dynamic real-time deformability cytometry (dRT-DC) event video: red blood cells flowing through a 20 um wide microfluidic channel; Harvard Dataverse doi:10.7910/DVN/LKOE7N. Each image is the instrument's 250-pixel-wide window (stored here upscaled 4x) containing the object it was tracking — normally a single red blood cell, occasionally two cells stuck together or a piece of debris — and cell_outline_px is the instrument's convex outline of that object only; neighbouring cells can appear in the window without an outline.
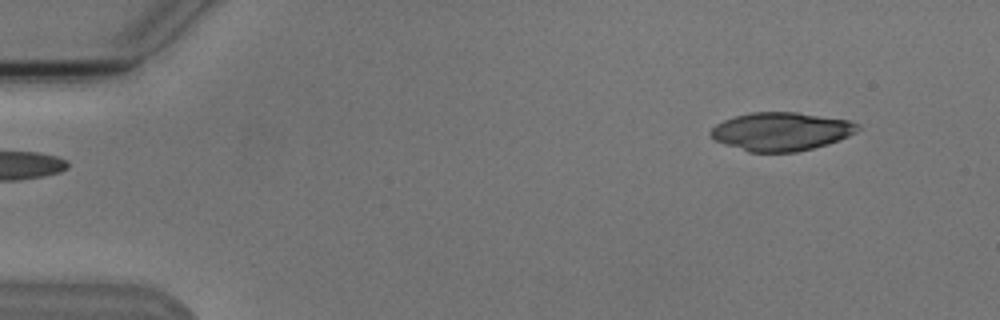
{"species": "Egyptian fruit bat (a non-hibernating species)", "species_latin": "Rousettus aegyptiacus", "temperature_condition": "cold", "stored_images_in_passage": 5, "segment_of_instrument_passage": [2, 2], "camera_frame_rate_fps": 3000, "um_per_image_px": 0.085, "animal": {"sex": "male"}, "frame": {"image": 1, "passage_image": 5, "time_ms": 5.333, "image_size_px": [1000, 320], "cell_outline_px": [[860, 128], [856, 132], [848, 136], [828, 144], [796, 152], [748, 152], [716, 140], [712, 136], [712, 128], [716, 124], [724, 120], [736, 116], [752, 112], [796, 112], [848, 120], [860, 124]], "centroid_in_image_um": [66.44, 11.17], "position_along_channel_um": 18.6, "area_um2": 32.54}}